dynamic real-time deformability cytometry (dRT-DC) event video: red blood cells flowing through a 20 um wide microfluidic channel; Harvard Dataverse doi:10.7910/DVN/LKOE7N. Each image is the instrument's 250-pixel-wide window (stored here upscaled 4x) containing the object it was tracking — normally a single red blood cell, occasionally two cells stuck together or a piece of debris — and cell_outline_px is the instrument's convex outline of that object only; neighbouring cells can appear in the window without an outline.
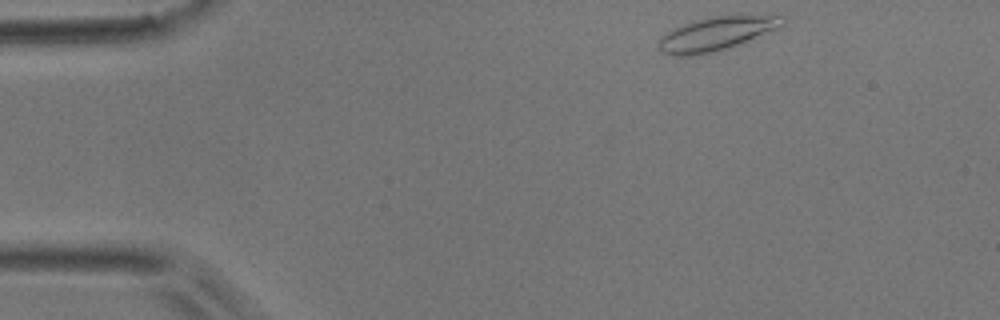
{"species": "common noctule bat (a hibernating species)", "species_latin": "Nyctalus noctula", "temperature_condition": "room temperature", "stored_images_in_passage": 18, "camera_frame_rate_fps": 3000, "um_per_image_px": 0.085, "animal": {"sex": "male", "body_mass_g": 17.9}, "frame": {"image": 1, "passage_image": 1, "time_ms": 0.0, "image_size_px": [1000, 320], "cell_outline_px": [[784, 24], [776, 28], [716, 52], [692, 56], [672, 56], [660, 52], [656, 48], [656, 44], [660, 36], [684, 24], [696, 20], [736, 12], [780, 16]], "centroid_in_image_um": [60.81, 2.85], "position_along_channel_um": 24.2, "area_um2": 24.51}}
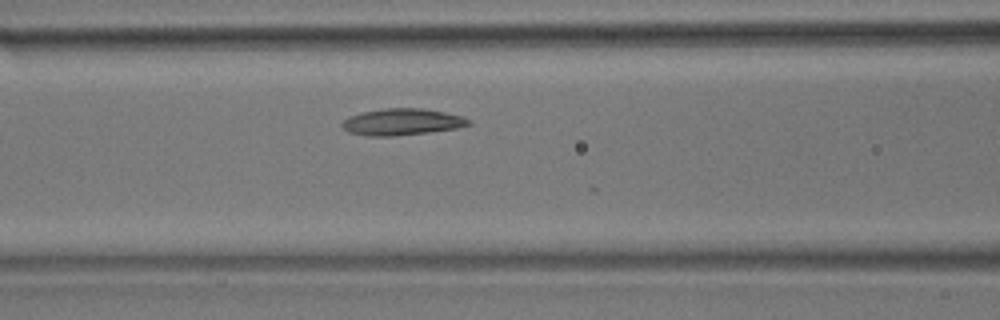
{"frame": {"image": 2, "passage_image": 15, "time_ms": 4.667, "image_size_px": [1000, 320], "cell_outline_px": [[472, 124], [456, 128], [428, 132], [392, 136], [364, 136], [348, 132], [340, 124], [348, 116], [364, 112], [384, 108], [424, 108], [444, 112], [460, 116], [468, 120]], "centroid_in_image_um": [34.12, 10.36], "position_along_channel_um": 132.5, "area_um2": 19.48}}